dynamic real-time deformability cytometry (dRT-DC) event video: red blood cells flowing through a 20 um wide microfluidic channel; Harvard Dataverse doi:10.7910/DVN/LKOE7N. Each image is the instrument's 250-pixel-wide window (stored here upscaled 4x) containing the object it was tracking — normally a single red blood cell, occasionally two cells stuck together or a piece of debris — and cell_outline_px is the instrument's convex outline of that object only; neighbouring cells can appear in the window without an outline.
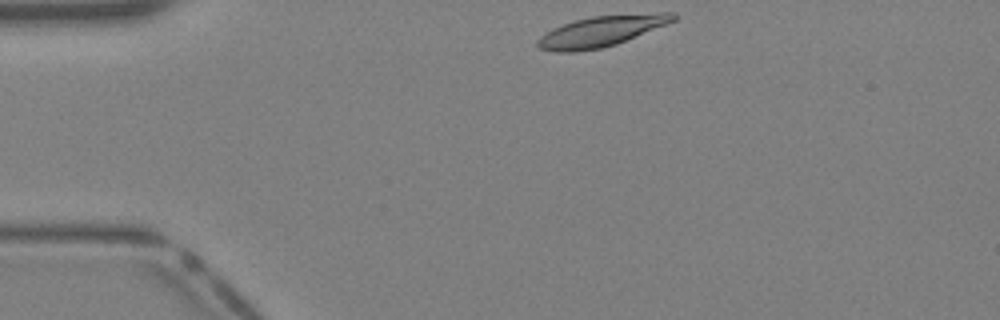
{"species": "Egyptian fruit bat (a non-hibernating species)", "species_latin": "Rousettus aegyptiacus", "temperature_condition": "warm", "stored_images_in_passage": 32, "camera_frame_rate_fps": 3000, "um_per_image_px": 0.085, "animal": {"sex": "female"}, "frame": {"image": 1, "passage_image": 1, "time_ms": 0.0, "image_size_px": [1000, 320], "cell_outline_px": [[680, 16], [676, 20], [616, 44], [600, 48], [572, 52], [556, 52], [540, 48], [536, 44], [536, 40], [540, 36], [552, 28], [576, 20], [592, 16], [660, 12], [676, 12]], "centroid_in_image_um": [51.13, 2.64], "position_along_channel_um": 33.9, "area_um2": 24.16}}
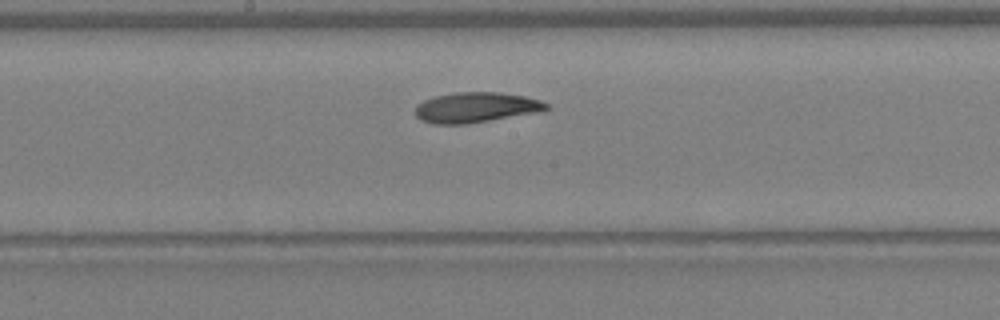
{"frame": {"image": 2, "passage_image": 14, "time_ms": 4.333, "image_size_px": [1000, 320], "cell_outline_px": [[548, 108], [536, 112], [464, 124], [432, 124], [420, 120], [412, 112], [416, 104], [424, 100], [436, 96], [456, 92], [500, 92], [524, 96], [540, 100], [548, 104]], "centroid_in_image_um": [40.36, 9.12], "position_along_channel_um": 207.8, "area_um2": 23.0}}
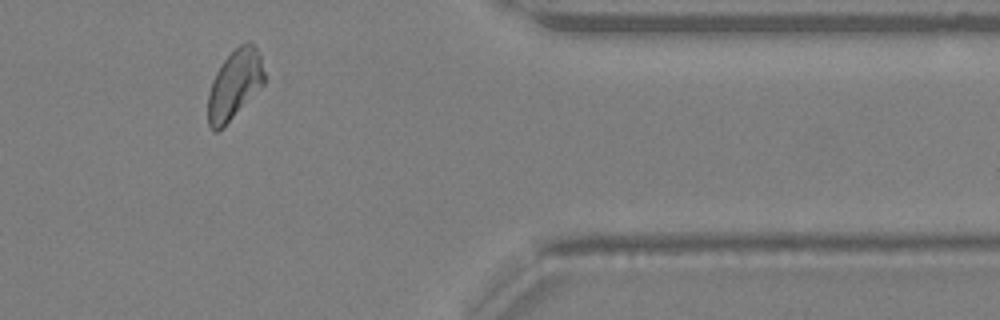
{"frame": {"image": 3, "passage_image": 26, "time_ms": 8.333, "image_size_px": [1000, 320], "cell_outline_px": [[264, 84], [224, 128], [216, 132], [212, 132], [208, 124], [208, 96], [212, 80], [216, 72], [224, 60], [240, 44], [248, 40], [260, 52], [264, 72]], "centroid_in_image_um": [19.93, 7.22], "position_along_channel_um": 391.5, "area_um2": 22.89}}